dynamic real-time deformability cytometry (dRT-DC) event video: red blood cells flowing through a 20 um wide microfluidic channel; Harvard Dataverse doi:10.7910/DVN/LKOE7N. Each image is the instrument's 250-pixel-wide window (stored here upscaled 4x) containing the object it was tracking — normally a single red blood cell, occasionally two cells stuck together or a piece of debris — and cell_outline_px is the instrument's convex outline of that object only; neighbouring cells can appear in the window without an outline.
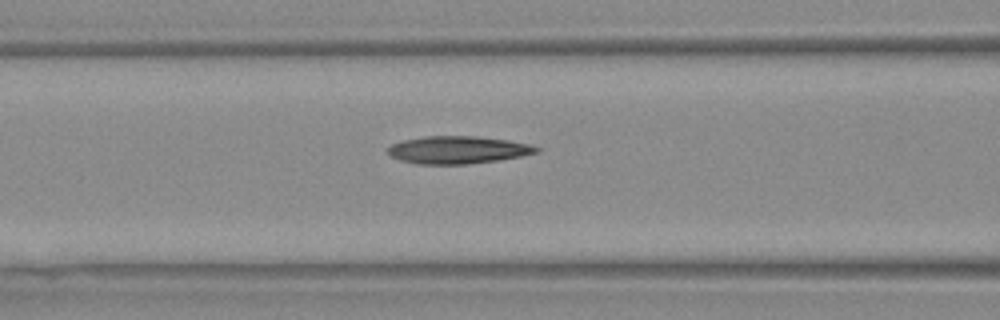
{"species": "Egyptian fruit bat (a non-hibernating species)", "species_latin": "Rousettus aegyptiacus", "temperature_condition": "warm", "stored_images_in_passage": 5, "segment_of_instrument_passage": [2, 2], "camera_frame_rate_fps": 3000, "um_per_image_px": 0.085, "animal": {"sex": "female"}, "frame": {"image": 1, "passage_image": 5, "time_ms": 1.333, "image_size_px": [1000, 320], "cell_outline_px": [[540, 152], [520, 156], [496, 160], [464, 164], [416, 164], [400, 160], [392, 156], [388, 152], [388, 148], [392, 144], [400, 140], [424, 136], [476, 136], [508, 140], [532, 144], [540, 148]], "centroid_in_image_um": [38.92, 12.73], "position_along_channel_um": 127.7, "area_um2": 23.87}}